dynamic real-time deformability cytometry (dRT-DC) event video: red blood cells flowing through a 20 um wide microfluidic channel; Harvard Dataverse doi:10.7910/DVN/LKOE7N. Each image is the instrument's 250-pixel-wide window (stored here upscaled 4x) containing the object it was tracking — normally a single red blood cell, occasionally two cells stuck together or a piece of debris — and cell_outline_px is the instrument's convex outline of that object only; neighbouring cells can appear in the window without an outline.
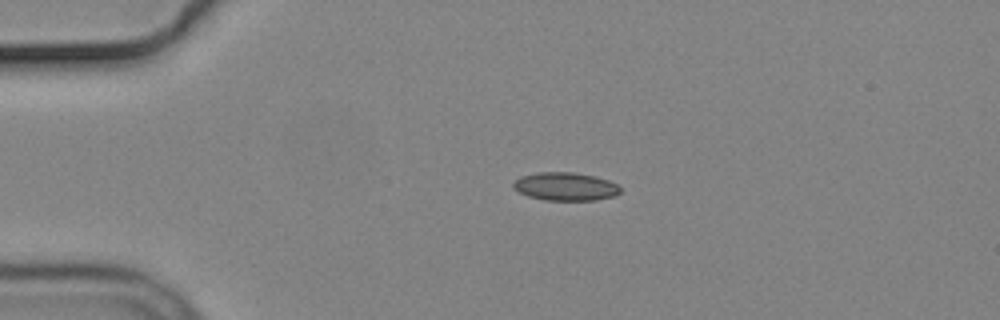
{"species": "common noctule bat (a hibernating species)", "species_latin": "Nyctalus noctula", "temperature_condition": "cold", "stored_images_in_passage": 44, "camera_frame_rate_fps": 3000, "um_per_image_px": 0.085, "animal": {"sex": "male", "body_mass_g": 19.2, "forearm_length_mm": 51.8}, "frame": {"image": 1, "passage_image": 1, "time_ms": 0.0, "image_size_px": [1000, 320], "cell_outline_px": [[620, 192], [616, 196], [596, 200], [544, 200], [528, 196], [512, 188], [512, 184], [520, 176], [536, 172], [576, 172], [596, 176], [608, 180], [616, 184], [620, 188]], "centroid_in_image_um": [48.06, 15.84], "position_along_channel_um": 36.9, "area_um2": 17.74}}
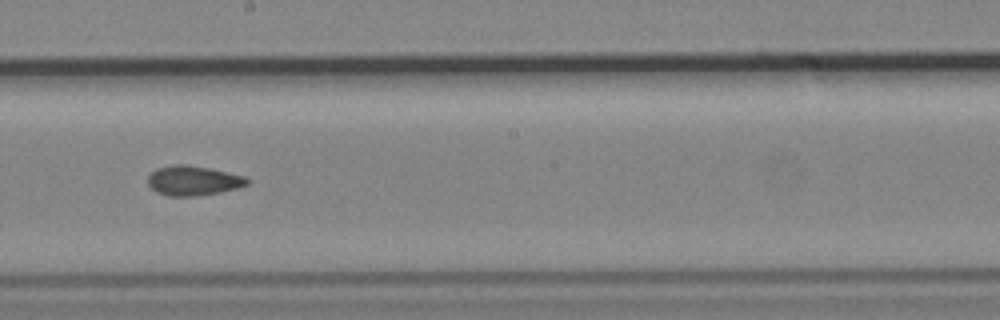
{"frame": {"image": 2, "passage_image": 20, "time_ms": 6.333, "image_size_px": [1000, 320], "cell_outline_px": [[248, 184], [236, 188], [220, 192], [192, 196], [168, 196], [156, 192], [148, 184], [148, 176], [156, 168], [172, 164], [188, 164], [208, 168], [244, 176], [248, 180]], "centroid_in_image_um": [16.37, 15.34], "position_along_channel_um": 231.8, "area_um2": 17.05}}
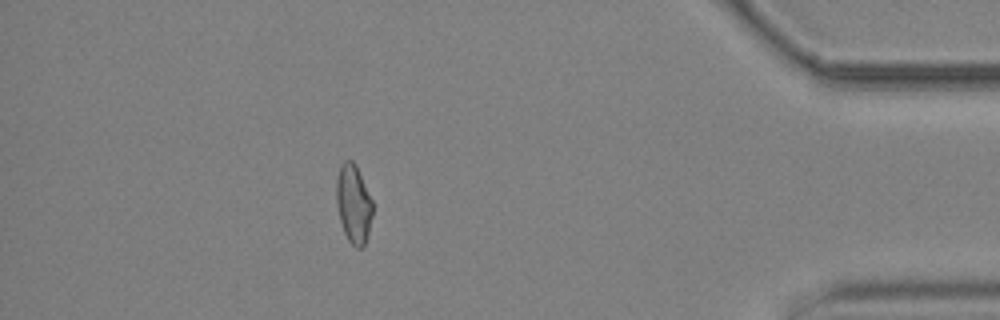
{"frame": {"image": 3, "passage_image": 38, "time_ms": 12.333, "image_size_px": [1000, 320], "cell_outline_px": [[372, 216], [368, 232], [364, 244], [360, 248], [356, 248], [348, 240], [344, 232], [340, 220], [336, 204], [336, 180], [340, 164], [344, 160], [352, 160], [356, 164], [372, 200]], "centroid_in_image_um": [30.03, 17.29], "position_along_channel_um": 405.2, "area_um2": 16.59}, "authors_computed_cell_mechanics": {"area_um2": 16.9643, "velocity_mm_per_s": 3.6738, "shape_relaxation_time_tau1_ms": null, "shape_relaxation_time_tau2_ms": 2.6008, "deformation_change_tau1": null, "deformation_change_tau2": 0.0628}}